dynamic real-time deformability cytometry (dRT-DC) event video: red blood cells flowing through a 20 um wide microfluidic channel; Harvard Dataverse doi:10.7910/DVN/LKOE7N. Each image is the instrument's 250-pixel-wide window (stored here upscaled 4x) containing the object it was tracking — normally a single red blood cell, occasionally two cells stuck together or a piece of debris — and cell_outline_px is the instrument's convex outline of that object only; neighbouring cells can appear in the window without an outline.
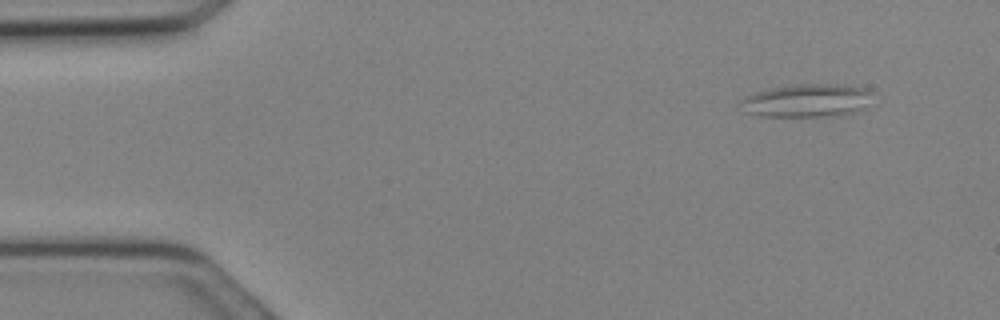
{"species": "Egyptian fruit bat (a non-hibernating species)", "species_latin": "Rousettus aegyptiacus", "temperature_condition": "cold", "stored_images_in_passage": 20, "camera_frame_rate_fps": 3000, "um_per_image_px": 0.085, "animal": {"sex": "female"}, "frame": {"image": 1, "passage_image": 1, "time_ms": 0.0, "image_size_px": [1000, 320], "cell_outline_px": [[856, 92], [844, 108], [836, 112], [808, 116], [776, 116], [756, 96], [772, 92], [796, 88], [848, 88]], "centroid_in_image_um": [68.58, 8.6], "position_along_channel_um": 16.4, "area_um2": 15.49}}
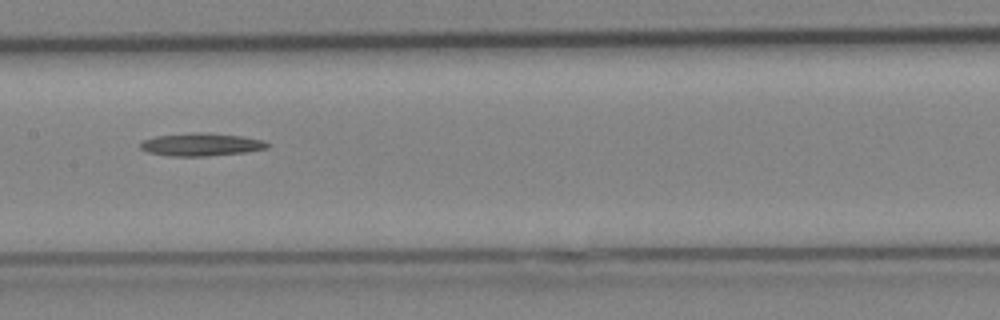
{"frame": {"image": 2, "passage_image": 13, "time_ms": 4.0, "image_size_px": [1000, 320], "cell_outline_px": [[268, 144], [264, 148], [240, 152], [196, 156], [180, 156], [152, 152], [144, 148], [140, 144], [144, 140], [160, 136], [236, 136], [260, 140]], "centroid_in_image_um": [17.09, 12.33], "position_along_channel_um": 190.3, "area_um2": 14.39}}
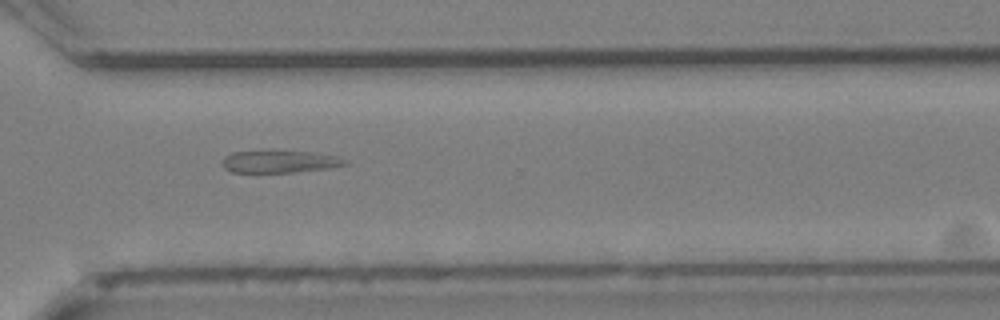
{"frame": {"image": 3, "passage_image": 20, "time_ms": 6.333, "image_size_px": [1000, 320], "cell_outline_px": [[340, 164], [320, 168], [288, 172], [236, 172], [228, 168], [224, 164], [224, 160], [228, 156], [236, 152], [292, 152], [328, 156]], "centroid_in_image_um": [23.48, 13.76], "position_along_channel_um": 347.1, "area_um2": 13.64}}